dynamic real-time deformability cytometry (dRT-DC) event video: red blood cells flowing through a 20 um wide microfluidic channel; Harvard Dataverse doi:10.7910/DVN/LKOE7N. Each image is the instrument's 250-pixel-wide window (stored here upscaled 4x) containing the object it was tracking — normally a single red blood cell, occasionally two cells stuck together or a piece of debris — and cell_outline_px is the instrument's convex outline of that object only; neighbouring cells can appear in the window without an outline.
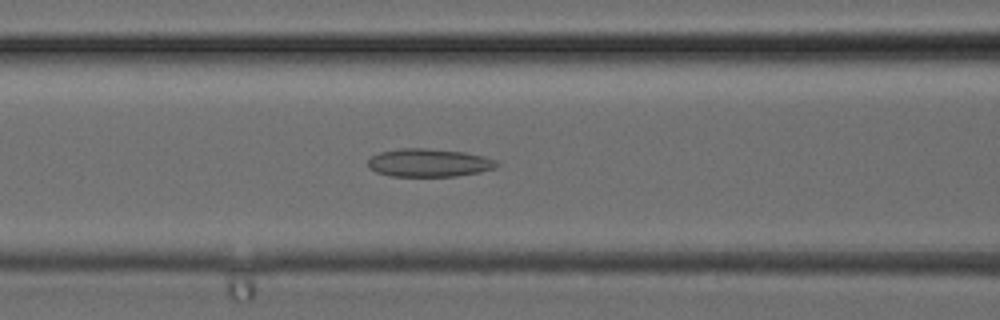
{"species": "common noctule bat (a hibernating species)", "species_latin": "Nyctalus noctula", "temperature_condition": "cold", "stored_images_in_passage": 34, "segment_of_instrument_passage": [1, 2], "camera_frame_rate_fps": 3000, "um_per_image_px": 0.085, "animal": {"sex": "female", "body_mass_g": 24.6, "forearm_length_mm": 56.2}, "frame": {"image": 1, "passage_image": 14, "time_ms": 4.333, "image_size_px": [1000, 320], "cell_outline_px": [[500, 164], [496, 168], [480, 172], [456, 176], [392, 176], [376, 172], [368, 168], [368, 160], [372, 156], [380, 152], [400, 148], [424, 148], [464, 152], [484, 156], [496, 160]], "centroid_in_image_um": [36.47, 13.83], "position_along_channel_um": 130.1, "area_um2": 21.15}}
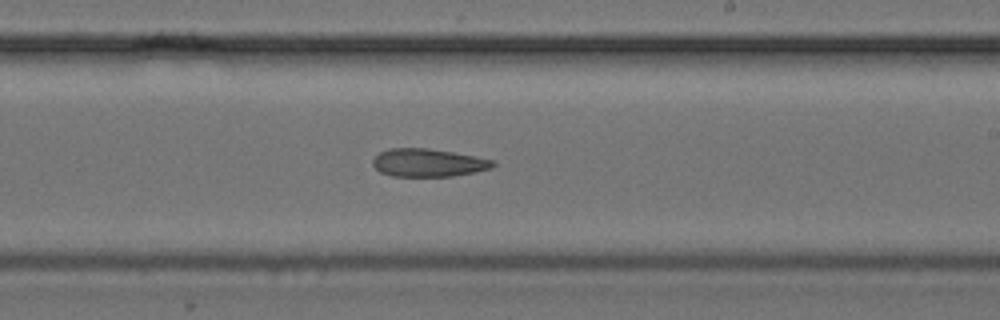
{"frame": {"image": 2, "passage_image": 20, "time_ms": 6.333, "image_size_px": [1000, 320], "cell_outline_px": [[496, 164], [492, 168], [476, 172], [452, 176], [392, 176], [380, 172], [372, 164], [372, 160], [380, 152], [392, 148], [428, 148], [476, 156], [496, 160]], "centroid_in_image_um": [36.44, 13.83], "position_along_channel_um": 252.6, "area_um2": 19.65}}
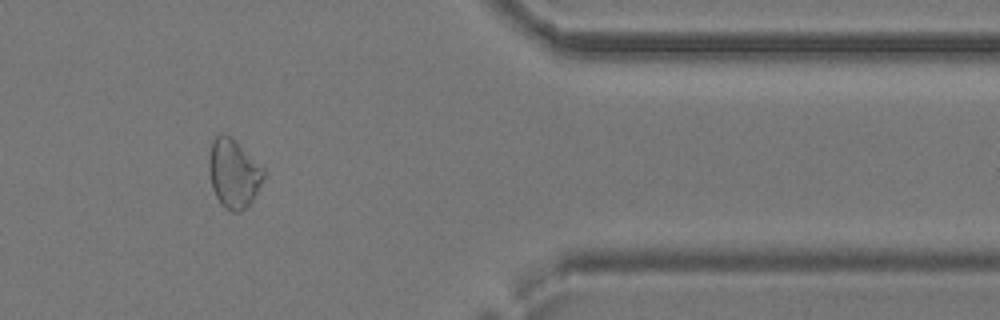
{"frame": {"image": 3, "passage_image": 28, "time_ms": 9.0, "image_size_px": [1000, 320], "cell_outline_px": [[264, 176], [252, 200], [240, 212], [232, 212], [224, 208], [220, 204], [212, 188], [208, 168], [208, 160], [212, 140], [220, 132], [224, 132], [264, 168]], "centroid_in_image_um": [19.81, 14.75], "position_along_channel_um": 391.6, "area_um2": 21.62}}